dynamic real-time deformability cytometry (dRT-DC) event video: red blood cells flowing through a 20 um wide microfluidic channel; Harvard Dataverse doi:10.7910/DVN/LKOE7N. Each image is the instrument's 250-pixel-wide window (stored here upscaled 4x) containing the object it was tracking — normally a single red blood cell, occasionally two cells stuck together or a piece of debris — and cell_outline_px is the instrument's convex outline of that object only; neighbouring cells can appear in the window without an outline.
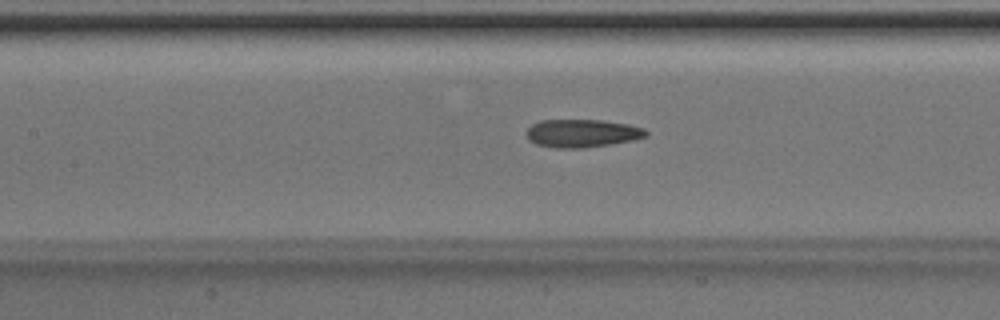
{"species": "Egyptian fruit bat (a non-hibernating species)", "species_latin": "Rousettus aegyptiacus", "temperature_condition": "room temperature", "stored_images_in_passage": 12, "camera_frame_rate_fps": 3000, "um_per_image_px": 0.085, "animal": {"sex": "male"}, "frame": {"image": 1, "passage_image": 7, "time_ms": 2.0, "image_size_px": [1000, 320], "cell_outline_px": [[648, 136], [632, 140], [584, 148], [556, 148], [536, 144], [528, 140], [528, 128], [532, 124], [540, 120], [604, 120], [628, 124], [644, 128], [648, 132]], "centroid_in_image_um": [49.49, 11.32], "position_along_channel_um": 157.9, "area_um2": 19.48}}
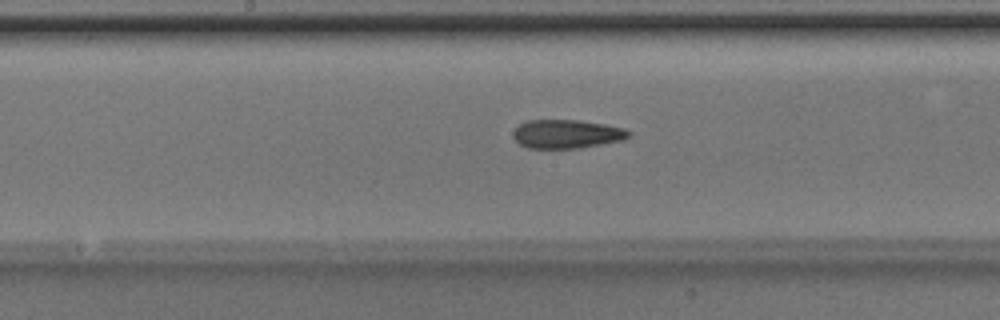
{"frame": {"image": 2, "passage_image": 10, "time_ms": 3.0, "image_size_px": [1000, 320], "cell_outline_px": [[632, 136], [624, 140], [576, 148], [528, 148], [520, 144], [512, 136], [512, 132], [520, 124], [528, 120], [580, 120], [604, 124], [624, 128], [632, 132]], "centroid_in_image_um": [48.19, 11.38], "position_along_channel_um": 200.0, "area_um2": 19.36}}